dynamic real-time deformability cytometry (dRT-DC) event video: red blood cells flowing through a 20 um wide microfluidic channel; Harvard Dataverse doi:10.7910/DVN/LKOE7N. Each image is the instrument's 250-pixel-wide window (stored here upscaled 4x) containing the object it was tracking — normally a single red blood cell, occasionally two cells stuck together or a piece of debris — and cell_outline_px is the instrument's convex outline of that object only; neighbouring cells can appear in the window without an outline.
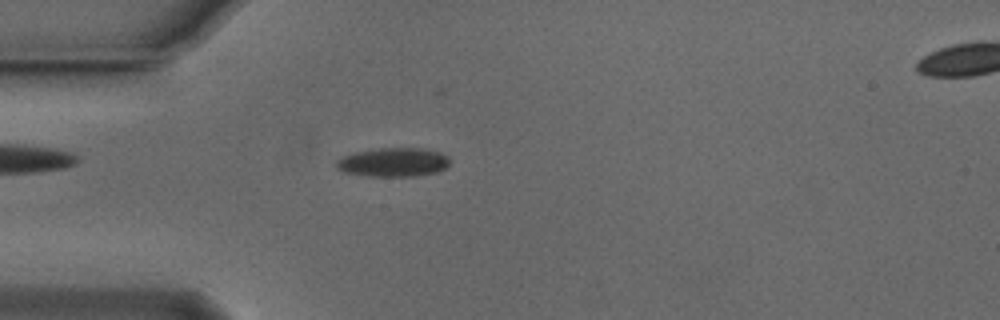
{"species": "Egyptian fruit bat (a non-hibernating species)", "species_latin": "Rousettus aegyptiacus", "temperature_condition": "cold", "stored_images_in_passage": 31, "camera_frame_rate_fps": 3000, "um_per_image_px": 0.085, "animal": {"sex": "male"}, "frame": {"image": 1, "passage_image": 4, "time_ms": 1.0, "image_size_px": [1000, 320], "cell_outline_px": [[448, 168], [440, 172], [416, 176], [368, 176], [344, 172], [336, 168], [336, 160], [340, 156], [356, 152], [380, 148], [420, 148], [440, 152], [448, 156]], "centroid_in_image_um": [33.44, 13.79], "position_along_channel_um": 51.6, "area_um2": 19.31}}
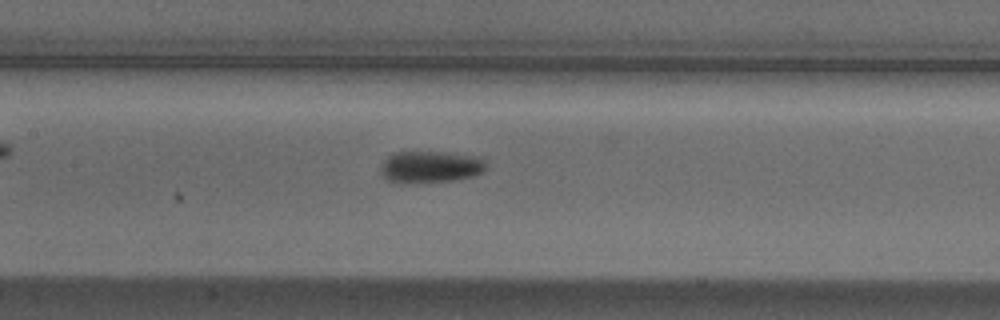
{"frame": {"image": 2, "passage_image": 14, "time_ms": 4.333, "image_size_px": [1000, 320], "cell_outline_px": [[488, 168], [484, 172], [472, 176], [452, 180], [404, 184], [388, 180], [380, 172], [380, 164], [392, 152], [440, 152], [484, 156], [488, 164]], "centroid_in_image_um": [36.63, 14.17], "position_along_channel_um": 170.8, "area_um2": 20.06}}
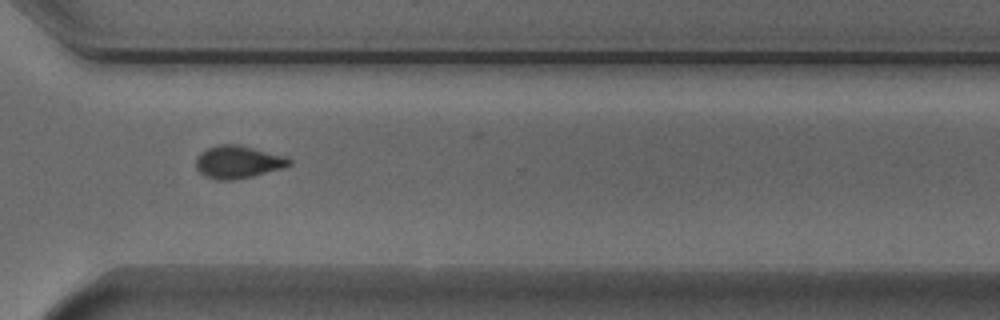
{"frame": {"image": 3, "passage_image": 28, "time_ms": 9.0, "image_size_px": [1000, 320], "cell_outline_px": [[292, 164], [284, 168], [236, 180], [216, 180], [204, 176], [196, 168], [196, 156], [200, 152], [208, 148], [220, 144], [240, 144], [288, 156], [292, 160]], "centroid_in_image_um": [20.26, 13.76], "position_along_channel_um": 350.3, "area_um2": 18.15}, "authors_computed_cell_mechanics": {"area_um2": 18.6694, "velocity_mm_per_s": 3.8544, "shape_relaxation_time_tau1_ms": 2.9023, "shape_relaxation_time_tau2_ms": 3.674, "deformation_change_tau1": 0.128, "deformation_change_tau2": 0.088}}